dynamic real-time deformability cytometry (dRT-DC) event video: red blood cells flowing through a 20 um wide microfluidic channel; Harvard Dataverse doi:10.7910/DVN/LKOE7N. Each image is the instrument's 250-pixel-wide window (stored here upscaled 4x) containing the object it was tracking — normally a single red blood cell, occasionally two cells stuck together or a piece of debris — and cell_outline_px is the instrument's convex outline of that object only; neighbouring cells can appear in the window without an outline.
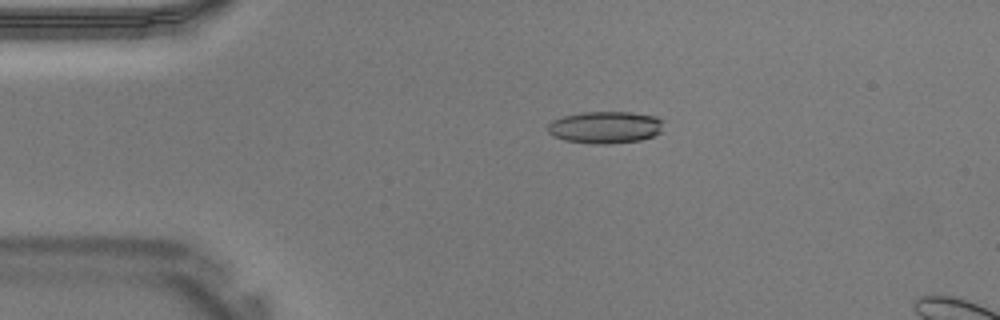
{"species": "Egyptian fruit bat (a non-hibernating species)", "species_latin": "Rousettus aegyptiacus", "temperature_condition": "warm", "stored_images_in_passage": 7, "camera_frame_rate_fps": 3000, "um_per_image_px": 0.085, "animal": {"sex": "male"}, "frame": {"image": 1, "passage_image": 3, "time_ms": 0.667, "image_size_px": [1000, 320], "cell_outline_px": [[664, 120], [660, 132], [652, 136], [640, 140], [608, 144], [596, 144], [564, 140], [552, 136], [548, 132], [548, 124], [552, 120], [564, 116], [580, 112], [632, 112], [656, 116]], "centroid_in_image_um": [51.44, 10.81], "position_along_channel_um": 33.6, "area_um2": 21.73}}